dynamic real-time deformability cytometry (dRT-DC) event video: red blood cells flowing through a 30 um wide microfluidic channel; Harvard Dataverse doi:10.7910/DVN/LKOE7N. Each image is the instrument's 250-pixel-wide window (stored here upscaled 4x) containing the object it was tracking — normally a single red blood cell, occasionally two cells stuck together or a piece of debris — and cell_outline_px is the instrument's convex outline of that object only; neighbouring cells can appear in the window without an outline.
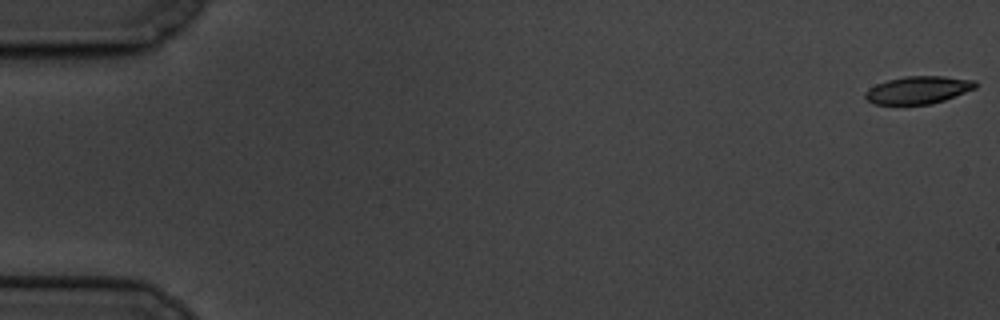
{"species": "common noctule bat (a hibernating species)", "species_latin": "Nyctalus noctula", "temperature_condition": "cold", "stored_images_in_passage": 61, "camera_frame_rate_fps": 3000, "um_per_image_px": 0.085, "animal": {"sex": "male", "body_mass_g": 19.5, "forearm_length_mm": 54.6}, "frame": {"image": 1, "passage_image": 1, "time_ms": 0.0, "image_size_px": [1000, 320], "cell_outline_px": [[976, 88], [944, 100], [928, 104], [876, 104], [868, 100], [864, 96], [864, 92], [868, 88], [876, 84], [888, 80], [904, 76], [944, 76], [976, 80]], "centroid_in_image_um": [78.04, 7.63], "position_along_channel_um": 7.0, "area_um2": 17.63}}
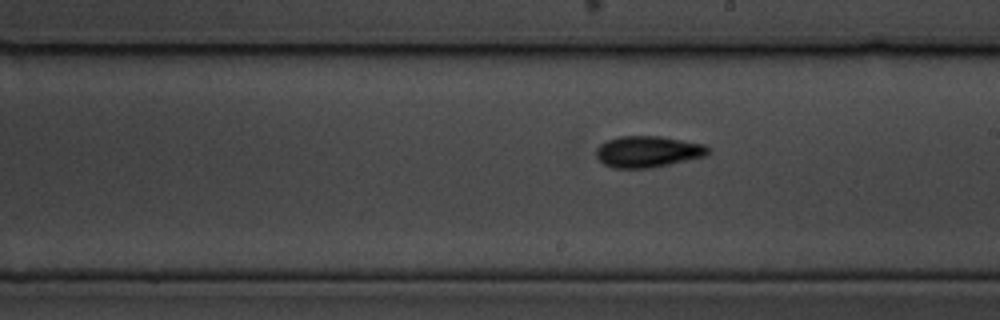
{"frame": {"image": 2, "passage_image": 35, "time_ms": 11.333, "image_size_px": [1000, 320], "cell_outline_px": [[708, 156], [652, 168], [612, 168], [604, 164], [596, 156], [596, 148], [600, 144], [608, 140], [620, 136], [660, 136], [704, 144], [708, 148]], "centroid_in_image_um": [55.07, 12.9], "position_along_channel_um": 233.9, "area_um2": 20.52}}
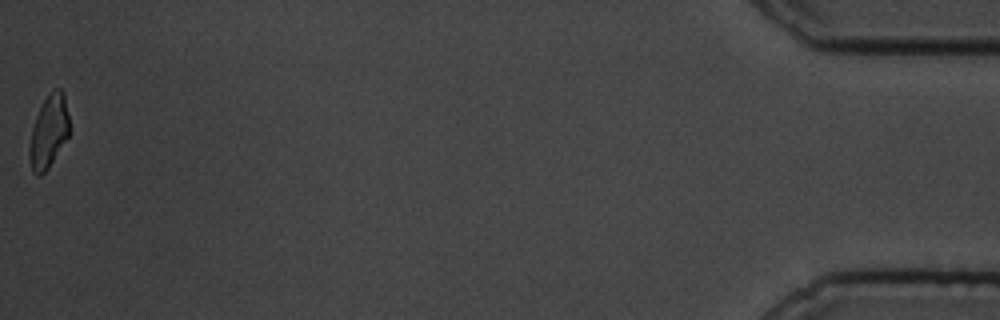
{"frame": {"image": 3, "passage_image": 61, "time_ms": 20.0, "image_size_px": [1000, 320], "cell_outline_px": [[68, 136], [48, 168], [40, 176], [36, 176], [32, 172], [28, 156], [28, 148], [32, 128], [36, 116], [48, 92], [52, 88], [60, 88], [64, 96], [68, 116]], "centroid_in_image_um": [4.1, 11.2], "position_along_channel_um": 431.1, "area_um2": 16.82}, "authors_computed_cell_mechanics": {"area_um2": 18.2648, "velocity_mm_per_s": 3.3485, "shape_relaxation_time_tau1_ms": 4.0046, "shape_relaxation_time_tau2_ms": null, "deformation_change_tau1": 0.1236, "deformation_change_tau2": null}}